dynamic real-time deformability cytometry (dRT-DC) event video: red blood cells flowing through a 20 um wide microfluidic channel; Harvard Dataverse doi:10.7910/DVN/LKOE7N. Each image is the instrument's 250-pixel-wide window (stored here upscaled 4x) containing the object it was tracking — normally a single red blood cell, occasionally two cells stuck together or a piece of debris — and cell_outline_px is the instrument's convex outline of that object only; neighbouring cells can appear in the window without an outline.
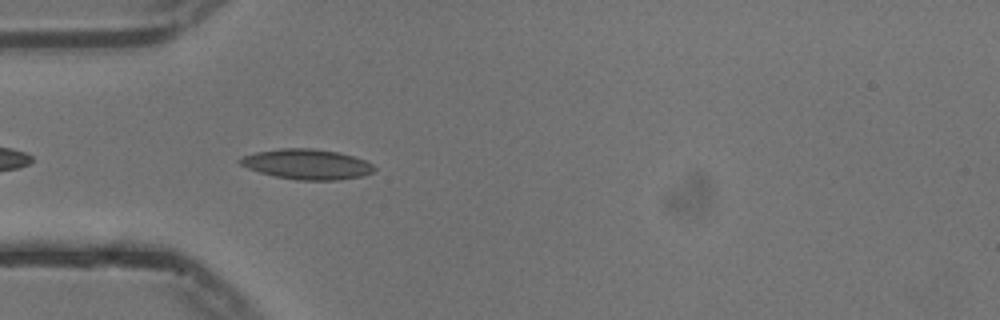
{"species": "common noctule bat (a hibernating species)", "species_latin": "Nyctalus noctula", "temperature_condition": "cold", "stored_images_in_passage": 40, "camera_frame_rate_fps": 3000, "um_per_image_px": 0.085, "animal": {"sex": "male", "body_mass_g": 13.3}, "frame": {"image": 1, "passage_image": 3, "time_ms": 0.667, "image_size_px": [1000, 320], "cell_outline_px": [[376, 168], [372, 172], [364, 176], [336, 180], [296, 180], [276, 176], [260, 172], [248, 168], [240, 164], [236, 160], [244, 156], [256, 152], [280, 148], [312, 148], [340, 152], [364, 160], [372, 164]], "centroid_in_image_um": [26.1, 13.95], "position_along_channel_um": 58.9, "area_um2": 23.58}}
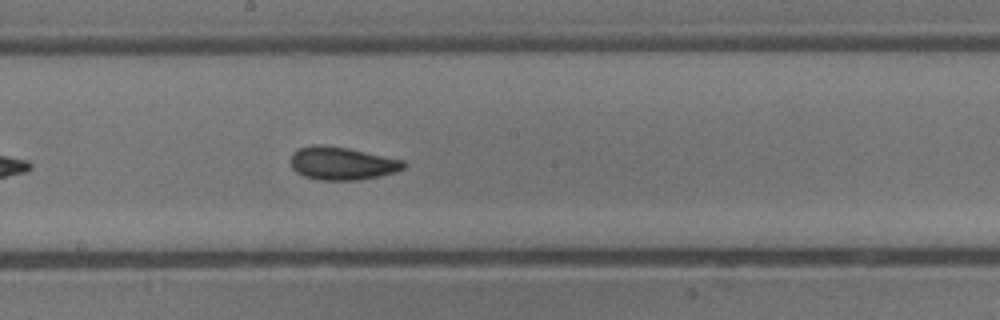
{"frame": {"image": 2, "passage_image": 16, "time_ms": 5.0, "image_size_px": [1000, 320], "cell_outline_px": [[408, 164], [404, 168], [396, 172], [380, 176], [360, 180], [320, 180], [304, 176], [296, 172], [292, 168], [292, 152], [296, 148], [316, 144], [348, 148], [404, 160]], "centroid_in_image_um": [29.09, 13.89], "position_along_channel_um": 219.1, "area_um2": 21.85}}
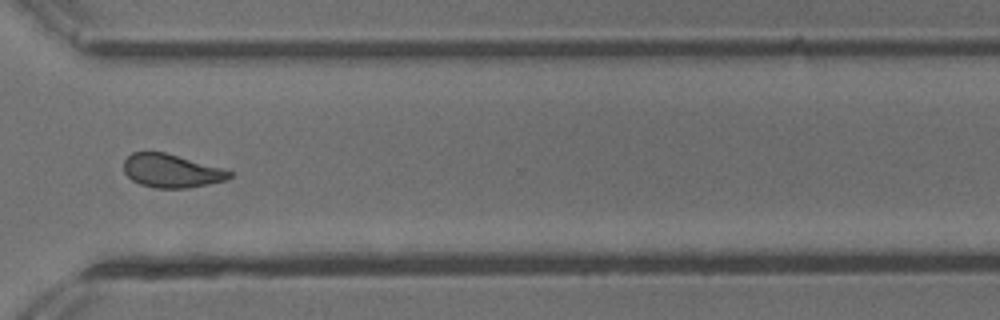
{"frame": {"image": 3, "passage_image": 27, "time_ms": 8.667, "image_size_px": [1000, 320], "cell_outline_px": [[232, 176], [224, 180], [208, 184], [188, 188], [156, 188], [140, 184], [132, 180], [124, 172], [124, 160], [132, 152], [164, 152], [224, 168], [232, 172]], "centroid_in_image_um": [14.57, 14.52], "position_along_channel_um": 356.0, "area_um2": 20.52}, "authors_computed_cell_mechanics": {"area_um2": 21.1548, "velocity_mm_per_s": 3.7451, "shape_relaxation_time_tau1_ms": 5.9499, "shape_relaxation_time_tau2_ms": 2.4269, "deformation_change_tau1": 0.1359, "deformation_change_tau2": 0.0718}}